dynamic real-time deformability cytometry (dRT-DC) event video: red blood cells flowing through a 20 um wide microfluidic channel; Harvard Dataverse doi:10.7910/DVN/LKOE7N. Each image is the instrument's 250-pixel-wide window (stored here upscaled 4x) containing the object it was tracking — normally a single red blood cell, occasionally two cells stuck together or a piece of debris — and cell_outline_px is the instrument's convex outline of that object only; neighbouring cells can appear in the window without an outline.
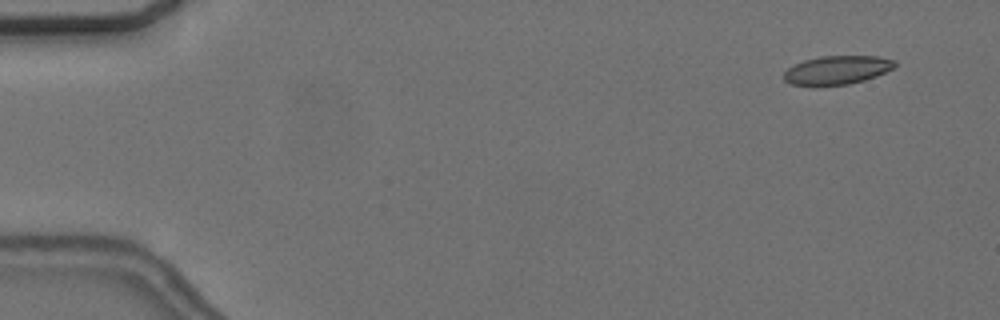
{"species": "common noctule bat (a hibernating species)", "species_latin": "Nyctalus noctula", "temperature_condition": "cold", "stored_images_in_passage": 56, "camera_frame_rate_fps": 3000, "um_per_image_px": 0.085, "animal": {"sex": "female", "body_mass_g": 24.6, "forearm_length_mm": 56.2}, "frame": {"image": 1, "passage_image": 4, "time_ms": 1.0, "image_size_px": [1000, 320], "cell_outline_px": [[896, 64], [892, 68], [876, 76], [864, 80], [848, 84], [816, 88], [812, 88], [792, 84], [784, 80], [784, 72], [788, 68], [804, 60], [820, 56], [880, 56], [896, 60]], "centroid_in_image_um": [71.11, 5.98], "position_along_channel_um": 13.9, "area_um2": 18.96}}
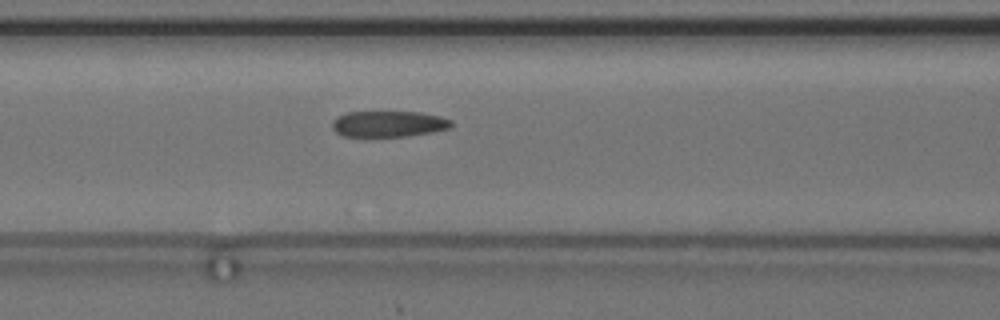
{"frame": {"image": 2, "passage_image": 24, "time_ms": 7.667, "image_size_px": [1000, 320], "cell_outline_px": [[452, 128], [432, 132], [408, 136], [344, 136], [336, 132], [332, 128], [332, 120], [336, 116], [348, 112], [420, 112], [440, 116], [452, 120]], "centroid_in_image_um": [33.04, 10.53], "position_along_channel_um": 133.6, "area_um2": 18.15}}
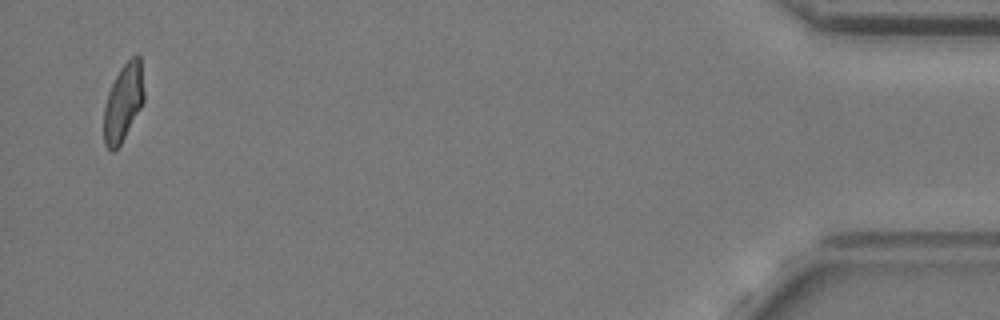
{"frame": {"image": 3, "passage_image": 55, "time_ms": 18.0, "image_size_px": [1000, 320], "cell_outline_px": [[144, 100], [140, 108], [120, 144], [112, 152], [104, 144], [104, 104], [108, 92], [120, 68], [136, 52], [140, 56], [144, 92]], "centroid_in_image_um": [10.47, 8.67], "position_along_channel_um": 424.7, "area_um2": 17.92}, "authors_computed_cell_mechanics": {"area_um2": 19.0162, "velocity_mm_per_s": 3.6423, "shape_relaxation_time_tau1_ms": 4.0812, "shape_relaxation_time_tau2_ms": 2.1256, "deformation_change_tau1": 0.1321, "deformation_change_tau2": 0.1032}}